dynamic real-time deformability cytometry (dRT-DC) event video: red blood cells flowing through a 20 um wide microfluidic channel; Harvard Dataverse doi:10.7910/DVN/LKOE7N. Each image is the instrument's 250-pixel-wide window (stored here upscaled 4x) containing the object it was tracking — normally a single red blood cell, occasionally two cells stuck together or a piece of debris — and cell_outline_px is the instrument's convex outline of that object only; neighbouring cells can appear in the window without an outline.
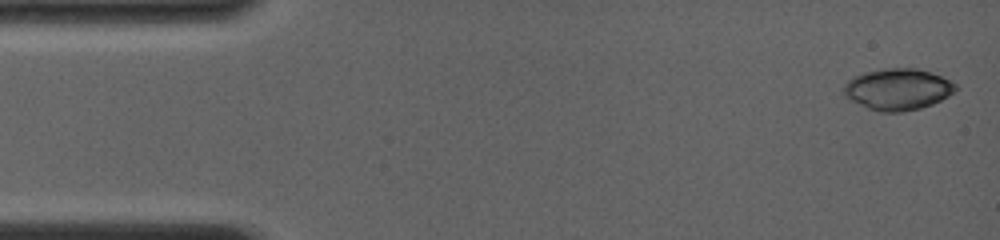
{"species": "common noctule bat (a hibernating species)", "species_latin": "Nyctalus noctula", "temperature_condition": "room temperature", "stored_images_in_passage": 10, "camera_frame_rate_fps": 4000, "um_per_image_px": 0.085, "animal": {"sex": "female", "body_mass_g": 19.0, "forearm_length_mm": 56.7}, "frame": {"image": 1, "passage_image": 1, "time_ms": 0.0, "image_size_px": [1000, 240], "cell_outline_px": [[956, 88], [948, 96], [932, 104], [920, 108], [904, 112], [880, 112], [868, 108], [844, 96], [844, 84], [848, 80], [864, 72], [892, 68], [916, 68], [940, 76], [956, 84]], "centroid_in_image_um": [76.29, 7.6], "position_along_channel_um": 8.7, "area_um2": 26.59}}
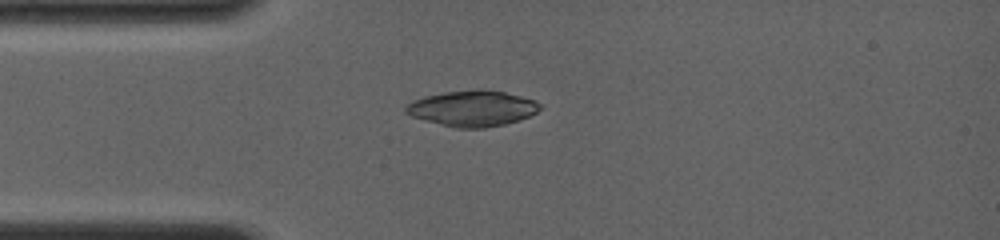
{"frame": {"image": 2, "passage_image": 7, "time_ms": 3.5, "image_size_px": [1000, 240], "cell_outline_px": [[544, 108], [520, 120], [504, 124], [484, 128], [456, 128], [424, 120], [412, 116], [404, 112], [404, 108], [412, 100], [424, 96], [444, 92], [504, 92], [536, 100], [544, 104]], "centroid_in_image_um": [40.17, 9.25], "position_along_channel_um": 44.8, "area_um2": 27.4}}
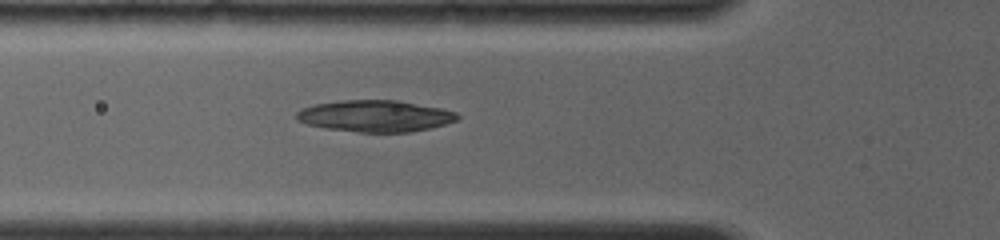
{"frame": {"image": 3, "passage_image": 10, "time_ms": 5.0, "image_size_px": [1000, 240], "cell_outline_px": [[460, 116], [456, 120], [444, 124], [412, 132], [356, 132], [324, 128], [308, 124], [296, 120], [296, 112], [300, 108], [316, 104], [340, 100], [396, 100], [440, 108], [456, 112]], "centroid_in_image_um": [31.84, 9.86], "position_along_channel_um": 94.0, "area_um2": 29.54}}